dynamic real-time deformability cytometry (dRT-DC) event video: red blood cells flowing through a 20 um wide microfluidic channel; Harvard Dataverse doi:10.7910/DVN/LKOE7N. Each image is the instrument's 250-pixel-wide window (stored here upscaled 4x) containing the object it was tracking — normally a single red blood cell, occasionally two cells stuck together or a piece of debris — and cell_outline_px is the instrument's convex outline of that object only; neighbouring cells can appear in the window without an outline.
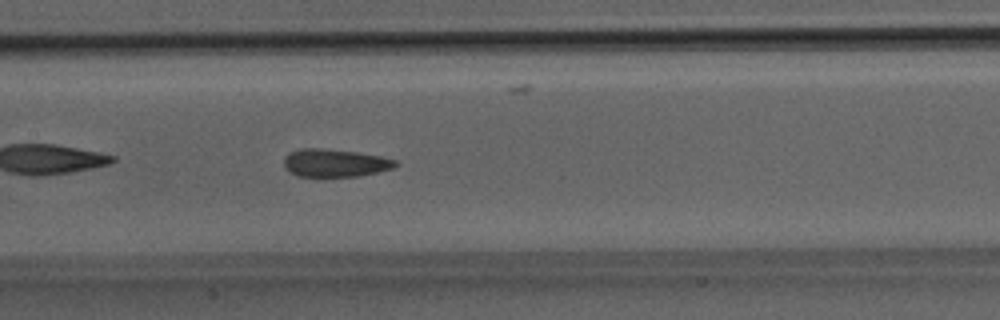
{"species": "Egyptian fruit bat (a non-hibernating species)", "species_latin": "Rousettus aegyptiacus", "temperature_condition": "room temperature", "stored_images_in_passage": 22, "camera_frame_rate_fps": 3000, "um_per_image_px": 0.085, "animal": {"sex": "male"}, "frame": {"image": 1, "passage_image": 12, "time_ms": 3.667, "image_size_px": [1000, 320], "cell_outline_px": [[400, 164], [392, 168], [360, 176], [296, 176], [288, 172], [284, 168], [284, 156], [288, 152], [300, 148], [320, 148], [356, 152], [380, 156], [396, 160]], "centroid_in_image_um": [28.42, 13.85], "position_along_channel_um": 179.0, "area_um2": 18.21}}